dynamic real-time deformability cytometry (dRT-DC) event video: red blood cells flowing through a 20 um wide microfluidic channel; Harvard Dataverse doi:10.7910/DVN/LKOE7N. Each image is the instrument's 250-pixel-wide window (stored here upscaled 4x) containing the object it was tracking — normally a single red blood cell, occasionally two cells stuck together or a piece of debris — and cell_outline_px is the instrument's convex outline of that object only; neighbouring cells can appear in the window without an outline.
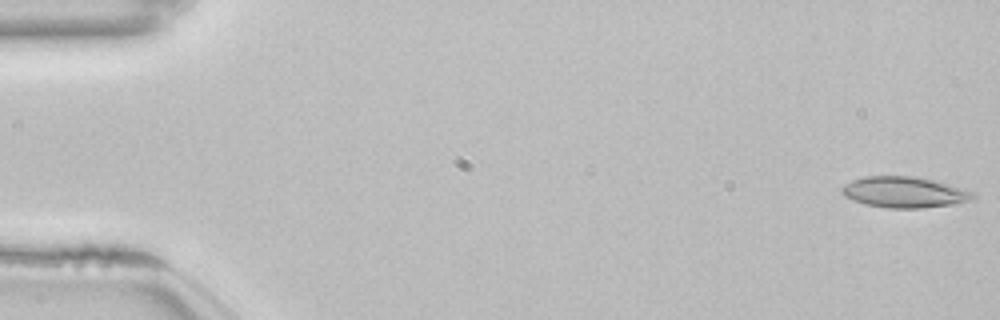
{"species": "common noctule bat (a hibernating species)", "species_latin": "Nyctalus noctula", "temperature_condition": "room temperature", "stored_images_in_passage": 53, "camera_frame_rate_fps": 3000, "um_per_image_px": 0.085, "animal": {"sex": "female", "body_mass_g": 22.7, "forearm_length_mm": 54.2}, "frame": {"image": 1, "passage_image": 1, "time_ms": 0.0, "image_size_px": [1000, 320], "cell_outline_px": [[976, 196], [960, 204], [924, 208], [888, 208], [864, 204], [844, 196], [840, 192], [840, 188], [844, 184], [852, 180], [864, 176], [916, 176], [948, 184], [976, 192]], "centroid_in_image_um": [76.87, 16.34], "position_along_channel_um": 8.1, "area_um2": 23.93}}
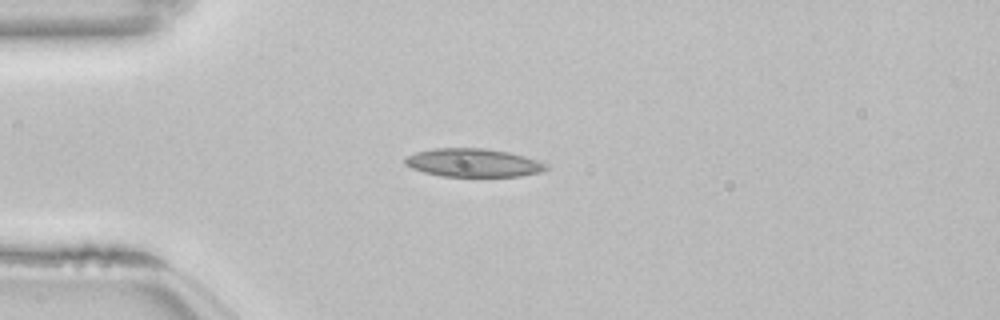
{"frame": {"image": 2, "passage_image": 14, "time_ms": 4.333, "image_size_px": [1000, 320], "cell_outline_px": [[548, 168], [540, 172], [520, 176], [440, 176], [424, 172], [412, 168], [404, 164], [404, 156], [416, 152], [432, 148], [484, 148], [508, 152], [524, 156], [548, 164]], "centroid_in_image_um": [40.18, 13.83], "position_along_channel_um": 44.8, "area_um2": 23.29}}
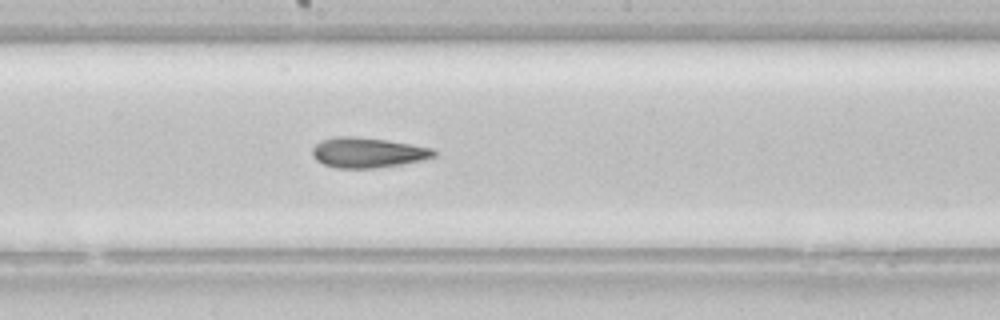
{"frame": {"image": 3, "passage_image": 29, "time_ms": 9.333, "image_size_px": [1000, 320], "cell_outline_px": [[436, 156], [424, 160], [376, 168], [336, 168], [324, 164], [316, 160], [312, 156], [312, 148], [320, 140], [336, 136], [352, 136], [384, 140], [412, 144], [432, 148], [436, 152]], "centroid_in_image_um": [31.24, 12.97], "position_along_channel_um": 217.0, "area_um2": 21.39}, "authors_computed_cell_mechanics": {"area_um2": 22.1952, "velocity_mm_per_s": 3.8458, "shape_relaxation_time_tau1_ms": null, "shape_relaxation_time_tau2_ms": 5.1246, "deformation_change_tau1": null, "deformation_change_tau2": 0.1416}}